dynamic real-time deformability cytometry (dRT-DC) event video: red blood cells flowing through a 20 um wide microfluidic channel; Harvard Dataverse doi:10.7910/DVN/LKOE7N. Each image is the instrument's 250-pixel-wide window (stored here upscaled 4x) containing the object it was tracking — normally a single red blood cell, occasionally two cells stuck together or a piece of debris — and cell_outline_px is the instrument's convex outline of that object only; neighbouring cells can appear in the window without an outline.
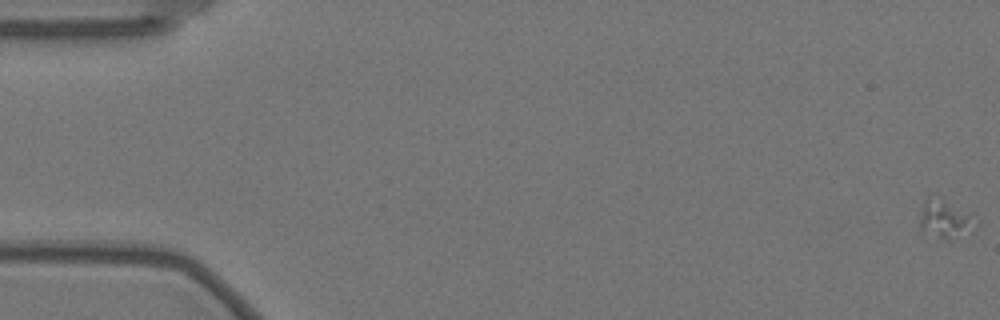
{"species": "Egyptian fruit bat (a non-hibernating species)", "species_latin": "Rousettus aegyptiacus", "temperature_condition": "warm", "stored_images_in_passage": 25, "camera_frame_rate_fps": 3000, "um_per_image_px": 0.085, "animal": {"sex": "female"}, "frame": {"image": 1, "passage_image": 1, "time_ms": 0.0, "image_size_px": [1000, 320], "cell_outline_px": [[980, 220], [976, 228], [944, 240], [920, 232], [920, 216], [924, 204], [928, 196]], "centroid_in_image_um": [80.29, 18.73], "position_along_channel_um": 4.7, "area_um2": 11.5}}